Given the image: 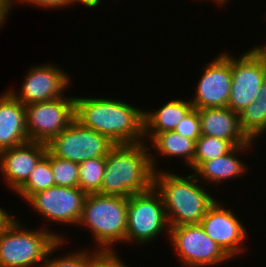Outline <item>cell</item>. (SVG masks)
Masks as SVG:
<instances>
[{
    "mask_svg": "<svg viewBox=\"0 0 266 267\" xmlns=\"http://www.w3.org/2000/svg\"><path fill=\"white\" fill-rule=\"evenodd\" d=\"M112 97H75V120L113 143L144 142L143 108Z\"/></svg>",
    "mask_w": 266,
    "mask_h": 267,
    "instance_id": "1",
    "label": "cell"
},
{
    "mask_svg": "<svg viewBox=\"0 0 266 267\" xmlns=\"http://www.w3.org/2000/svg\"><path fill=\"white\" fill-rule=\"evenodd\" d=\"M173 172L160 170L153 176V186L162 197L169 226L200 224L216 201L214 194L193 173L183 176Z\"/></svg>",
    "mask_w": 266,
    "mask_h": 267,
    "instance_id": "2",
    "label": "cell"
},
{
    "mask_svg": "<svg viewBox=\"0 0 266 267\" xmlns=\"http://www.w3.org/2000/svg\"><path fill=\"white\" fill-rule=\"evenodd\" d=\"M154 170L147 142L117 144L106 156L102 195L129 198L153 186Z\"/></svg>",
    "mask_w": 266,
    "mask_h": 267,
    "instance_id": "3",
    "label": "cell"
},
{
    "mask_svg": "<svg viewBox=\"0 0 266 267\" xmlns=\"http://www.w3.org/2000/svg\"><path fill=\"white\" fill-rule=\"evenodd\" d=\"M38 228L28 229L15 215L10 217L0 229V267H42L60 240L69 245L62 233Z\"/></svg>",
    "mask_w": 266,
    "mask_h": 267,
    "instance_id": "4",
    "label": "cell"
},
{
    "mask_svg": "<svg viewBox=\"0 0 266 267\" xmlns=\"http://www.w3.org/2000/svg\"><path fill=\"white\" fill-rule=\"evenodd\" d=\"M127 203L128 198L119 196L99 193L86 195L77 226L87 228L92 234L91 239L97 242L93 249L117 252L115 246L125 243Z\"/></svg>",
    "mask_w": 266,
    "mask_h": 267,
    "instance_id": "5",
    "label": "cell"
},
{
    "mask_svg": "<svg viewBox=\"0 0 266 267\" xmlns=\"http://www.w3.org/2000/svg\"><path fill=\"white\" fill-rule=\"evenodd\" d=\"M169 230L162 197L154 186L128 198L126 244L149 245L164 232L169 236Z\"/></svg>",
    "mask_w": 266,
    "mask_h": 267,
    "instance_id": "6",
    "label": "cell"
},
{
    "mask_svg": "<svg viewBox=\"0 0 266 267\" xmlns=\"http://www.w3.org/2000/svg\"><path fill=\"white\" fill-rule=\"evenodd\" d=\"M167 238L181 267H216L231 260L200 224L170 226Z\"/></svg>",
    "mask_w": 266,
    "mask_h": 267,
    "instance_id": "7",
    "label": "cell"
},
{
    "mask_svg": "<svg viewBox=\"0 0 266 267\" xmlns=\"http://www.w3.org/2000/svg\"><path fill=\"white\" fill-rule=\"evenodd\" d=\"M231 53V93L227 107L239 114L255 101L266 79V51L258 44L244 54Z\"/></svg>",
    "mask_w": 266,
    "mask_h": 267,
    "instance_id": "8",
    "label": "cell"
},
{
    "mask_svg": "<svg viewBox=\"0 0 266 267\" xmlns=\"http://www.w3.org/2000/svg\"><path fill=\"white\" fill-rule=\"evenodd\" d=\"M115 145L108 137L74 120L47 143V150L57 158L80 164L87 159L106 157Z\"/></svg>",
    "mask_w": 266,
    "mask_h": 267,
    "instance_id": "9",
    "label": "cell"
},
{
    "mask_svg": "<svg viewBox=\"0 0 266 267\" xmlns=\"http://www.w3.org/2000/svg\"><path fill=\"white\" fill-rule=\"evenodd\" d=\"M30 141L48 143L75 120V96L25 105Z\"/></svg>",
    "mask_w": 266,
    "mask_h": 267,
    "instance_id": "10",
    "label": "cell"
},
{
    "mask_svg": "<svg viewBox=\"0 0 266 267\" xmlns=\"http://www.w3.org/2000/svg\"><path fill=\"white\" fill-rule=\"evenodd\" d=\"M86 193L79 187L52 186L33 194L26 202L41 220L76 226L80 220Z\"/></svg>",
    "mask_w": 266,
    "mask_h": 267,
    "instance_id": "11",
    "label": "cell"
},
{
    "mask_svg": "<svg viewBox=\"0 0 266 267\" xmlns=\"http://www.w3.org/2000/svg\"><path fill=\"white\" fill-rule=\"evenodd\" d=\"M55 63L33 65L25 73L20 90L11 87L7 91L24 106L65 96L72 85L70 73ZM64 93V94H63Z\"/></svg>",
    "mask_w": 266,
    "mask_h": 267,
    "instance_id": "12",
    "label": "cell"
},
{
    "mask_svg": "<svg viewBox=\"0 0 266 267\" xmlns=\"http://www.w3.org/2000/svg\"><path fill=\"white\" fill-rule=\"evenodd\" d=\"M204 65L190 102L193 108L227 107L231 93V53L220 52Z\"/></svg>",
    "mask_w": 266,
    "mask_h": 267,
    "instance_id": "13",
    "label": "cell"
},
{
    "mask_svg": "<svg viewBox=\"0 0 266 267\" xmlns=\"http://www.w3.org/2000/svg\"><path fill=\"white\" fill-rule=\"evenodd\" d=\"M216 199L208 208L206 215L201 219L200 225L205 233L214 240L231 258L244 253L245 242L248 241V232L238 216L227 208V204Z\"/></svg>",
    "mask_w": 266,
    "mask_h": 267,
    "instance_id": "14",
    "label": "cell"
},
{
    "mask_svg": "<svg viewBox=\"0 0 266 267\" xmlns=\"http://www.w3.org/2000/svg\"><path fill=\"white\" fill-rule=\"evenodd\" d=\"M46 153L47 144L35 141L0 151V172L11 192L15 193L27 181Z\"/></svg>",
    "mask_w": 266,
    "mask_h": 267,
    "instance_id": "15",
    "label": "cell"
},
{
    "mask_svg": "<svg viewBox=\"0 0 266 267\" xmlns=\"http://www.w3.org/2000/svg\"><path fill=\"white\" fill-rule=\"evenodd\" d=\"M255 142L249 144L235 146L229 153L219 157L217 159H212L206 162H202L194 171L193 174L196 178L206 185L209 189V184L213 187L221 185L231 179L235 181L240 177L247 175L248 167L245 165L244 161L240 160L241 154L244 152H252L250 149H254ZM253 146V147H252ZM240 156V157H239ZM225 181V182H224ZM207 183V184H205ZM209 183V184H208Z\"/></svg>",
    "mask_w": 266,
    "mask_h": 267,
    "instance_id": "16",
    "label": "cell"
},
{
    "mask_svg": "<svg viewBox=\"0 0 266 267\" xmlns=\"http://www.w3.org/2000/svg\"><path fill=\"white\" fill-rule=\"evenodd\" d=\"M29 141L25 106L6 90L0 94V151Z\"/></svg>",
    "mask_w": 266,
    "mask_h": 267,
    "instance_id": "17",
    "label": "cell"
},
{
    "mask_svg": "<svg viewBox=\"0 0 266 267\" xmlns=\"http://www.w3.org/2000/svg\"><path fill=\"white\" fill-rule=\"evenodd\" d=\"M202 135L228 140L234 147L249 144L242 132L239 114L229 107L199 109Z\"/></svg>",
    "mask_w": 266,
    "mask_h": 267,
    "instance_id": "18",
    "label": "cell"
},
{
    "mask_svg": "<svg viewBox=\"0 0 266 267\" xmlns=\"http://www.w3.org/2000/svg\"><path fill=\"white\" fill-rule=\"evenodd\" d=\"M149 140L150 141L148 142L150 143H148L147 146L149 149L150 161L154 172L166 170L163 168H159V165L157 163L159 162L158 156H163L161 157V159H170L171 157L172 159L173 157L177 159L180 158V161L181 159H183V168H187L188 170L190 169L191 172H193V160L195 153L194 140L184 137L181 134L175 132L174 130L156 133ZM154 151L155 154L158 155L157 157L156 155H154Z\"/></svg>",
    "mask_w": 266,
    "mask_h": 267,
    "instance_id": "19",
    "label": "cell"
},
{
    "mask_svg": "<svg viewBox=\"0 0 266 267\" xmlns=\"http://www.w3.org/2000/svg\"><path fill=\"white\" fill-rule=\"evenodd\" d=\"M185 100L182 98L168 100L156 110H143L144 142L149 141L156 133L173 131L176 128L177 124L193 108L190 100Z\"/></svg>",
    "mask_w": 266,
    "mask_h": 267,
    "instance_id": "20",
    "label": "cell"
},
{
    "mask_svg": "<svg viewBox=\"0 0 266 267\" xmlns=\"http://www.w3.org/2000/svg\"><path fill=\"white\" fill-rule=\"evenodd\" d=\"M55 186V181L50 164V152L38 162L31 171L27 181L15 192L25 202L35 193Z\"/></svg>",
    "mask_w": 266,
    "mask_h": 267,
    "instance_id": "21",
    "label": "cell"
},
{
    "mask_svg": "<svg viewBox=\"0 0 266 267\" xmlns=\"http://www.w3.org/2000/svg\"><path fill=\"white\" fill-rule=\"evenodd\" d=\"M66 246V241L60 240L48 253L45 263L42 267H88L90 262L100 253L95 249L88 248L82 249L79 247L73 252H67L65 255L56 256V251L63 249ZM81 249V250H80ZM92 251H91V250ZM52 255V256H51ZM53 255H55L53 257ZM52 257V258H51Z\"/></svg>",
    "mask_w": 266,
    "mask_h": 267,
    "instance_id": "22",
    "label": "cell"
},
{
    "mask_svg": "<svg viewBox=\"0 0 266 267\" xmlns=\"http://www.w3.org/2000/svg\"><path fill=\"white\" fill-rule=\"evenodd\" d=\"M239 122L242 132L250 141L263 138L262 135L266 134V104L252 101L239 113Z\"/></svg>",
    "mask_w": 266,
    "mask_h": 267,
    "instance_id": "23",
    "label": "cell"
},
{
    "mask_svg": "<svg viewBox=\"0 0 266 267\" xmlns=\"http://www.w3.org/2000/svg\"><path fill=\"white\" fill-rule=\"evenodd\" d=\"M234 146L225 139L201 135L195 142L193 171L202 163L229 153Z\"/></svg>",
    "mask_w": 266,
    "mask_h": 267,
    "instance_id": "24",
    "label": "cell"
},
{
    "mask_svg": "<svg viewBox=\"0 0 266 267\" xmlns=\"http://www.w3.org/2000/svg\"><path fill=\"white\" fill-rule=\"evenodd\" d=\"M79 165V188L86 194L98 193L104 176L106 157L87 159Z\"/></svg>",
    "mask_w": 266,
    "mask_h": 267,
    "instance_id": "25",
    "label": "cell"
},
{
    "mask_svg": "<svg viewBox=\"0 0 266 267\" xmlns=\"http://www.w3.org/2000/svg\"><path fill=\"white\" fill-rule=\"evenodd\" d=\"M50 164L56 186L79 187V165L50 153Z\"/></svg>",
    "mask_w": 266,
    "mask_h": 267,
    "instance_id": "26",
    "label": "cell"
},
{
    "mask_svg": "<svg viewBox=\"0 0 266 267\" xmlns=\"http://www.w3.org/2000/svg\"><path fill=\"white\" fill-rule=\"evenodd\" d=\"M174 131L196 142L202 135L199 109L192 108L177 124Z\"/></svg>",
    "mask_w": 266,
    "mask_h": 267,
    "instance_id": "27",
    "label": "cell"
},
{
    "mask_svg": "<svg viewBox=\"0 0 266 267\" xmlns=\"http://www.w3.org/2000/svg\"><path fill=\"white\" fill-rule=\"evenodd\" d=\"M21 5L26 3V5L30 4L33 7H39L43 8V10L46 9H59V8H67V7H72L73 5L75 6L74 2L72 0H11V11L15 8L17 5ZM15 5V6H14Z\"/></svg>",
    "mask_w": 266,
    "mask_h": 267,
    "instance_id": "28",
    "label": "cell"
},
{
    "mask_svg": "<svg viewBox=\"0 0 266 267\" xmlns=\"http://www.w3.org/2000/svg\"><path fill=\"white\" fill-rule=\"evenodd\" d=\"M117 252H100L88 267H129Z\"/></svg>",
    "mask_w": 266,
    "mask_h": 267,
    "instance_id": "29",
    "label": "cell"
},
{
    "mask_svg": "<svg viewBox=\"0 0 266 267\" xmlns=\"http://www.w3.org/2000/svg\"><path fill=\"white\" fill-rule=\"evenodd\" d=\"M11 12V0H0V29L9 19Z\"/></svg>",
    "mask_w": 266,
    "mask_h": 267,
    "instance_id": "30",
    "label": "cell"
},
{
    "mask_svg": "<svg viewBox=\"0 0 266 267\" xmlns=\"http://www.w3.org/2000/svg\"><path fill=\"white\" fill-rule=\"evenodd\" d=\"M74 4H82L89 9L91 8H97L98 6H101L102 0H72ZM104 1V0H103Z\"/></svg>",
    "mask_w": 266,
    "mask_h": 267,
    "instance_id": "31",
    "label": "cell"
},
{
    "mask_svg": "<svg viewBox=\"0 0 266 267\" xmlns=\"http://www.w3.org/2000/svg\"><path fill=\"white\" fill-rule=\"evenodd\" d=\"M256 103H264L266 104V79L262 83L259 93L257 94V98L255 99Z\"/></svg>",
    "mask_w": 266,
    "mask_h": 267,
    "instance_id": "32",
    "label": "cell"
},
{
    "mask_svg": "<svg viewBox=\"0 0 266 267\" xmlns=\"http://www.w3.org/2000/svg\"><path fill=\"white\" fill-rule=\"evenodd\" d=\"M204 1V0H203ZM206 1V0H205ZM209 1V0H208ZM212 3L217 4L220 7H223V5H227V2H230L229 0H210Z\"/></svg>",
    "mask_w": 266,
    "mask_h": 267,
    "instance_id": "33",
    "label": "cell"
},
{
    "mask_svg": "<svg viewBox=\"0 0 266 267\" xmlns=\"http://www.w3.org/2000/svg\"><path fill=\"white\" fill-rule=\"evenodd\" d=\"M260 46L266 51V43L265 44H260Z\"/></svg>",
    "mask_w": 266,
    "mask_h": 267,
    "instance_id": "34",
    "label": "cell"
}]
</instances>
